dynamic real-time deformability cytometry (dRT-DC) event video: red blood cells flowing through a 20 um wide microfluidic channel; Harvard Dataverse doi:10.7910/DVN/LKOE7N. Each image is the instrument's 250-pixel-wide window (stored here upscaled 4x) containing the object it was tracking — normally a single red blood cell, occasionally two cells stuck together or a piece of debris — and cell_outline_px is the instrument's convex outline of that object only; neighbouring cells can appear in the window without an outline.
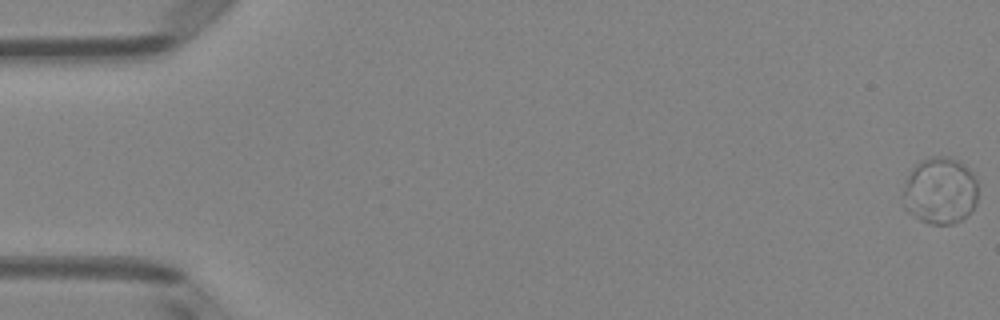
{"species": "Egyptian fruit bat (a non-hibernating species)", "species_latin": "Rousettus aegyptiacus", "temperature_condition": "room temperature", "stored_images_in_passage": 6, "camera_frame_rate_fps": 3000, "um_per_image_px": 0.085, "animal": {"sex": "female"}, "frame": {"image": 1, "passage_image": 1, "time_ms": 0.0, "image_size_px": [1000, 320], "cell_outline_px": [[976, 204], [960, 220], [952, 224], [932, 224], [920, 220], [908, 212], [904, 208], [904, 188], [908, 176], [916, 164], [932, 156], [948, 156], [960, 160], [972, 172], [976, 180]], "centroid_in_image_um": [79.91, 16.2], "position_along_channel_um": 5.1, "area_um2": 28.96}}
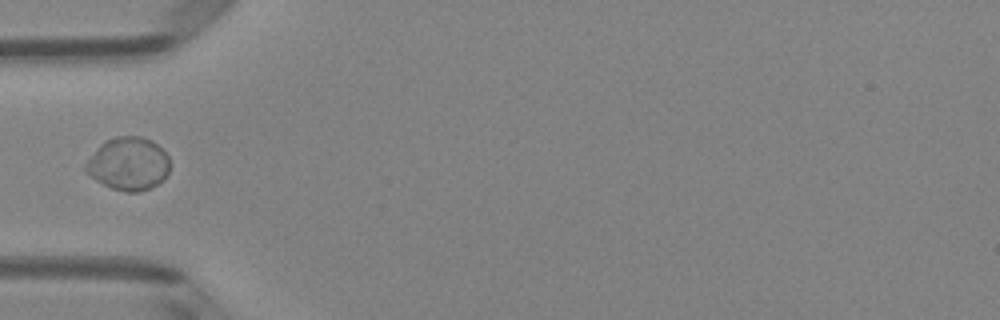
{"frame": {"image": 2, "passage_image": 5, "time_ms": 1.333, "image_size_px": [1000, 320], "cell_outline_px": [[168, 172], [156, 184], [148, 188], [136, 192], [124, 192], [112, 188], [96, 180], [84, 168], [88, 160], [100, 144], [104, 140], [116, 136], [140, 136], [152, 140], [168, 156]], "centroid_in_image_um": [10.9, 13.9], "position_along_channel_um": 74.1, "area_um2": 25.49}}
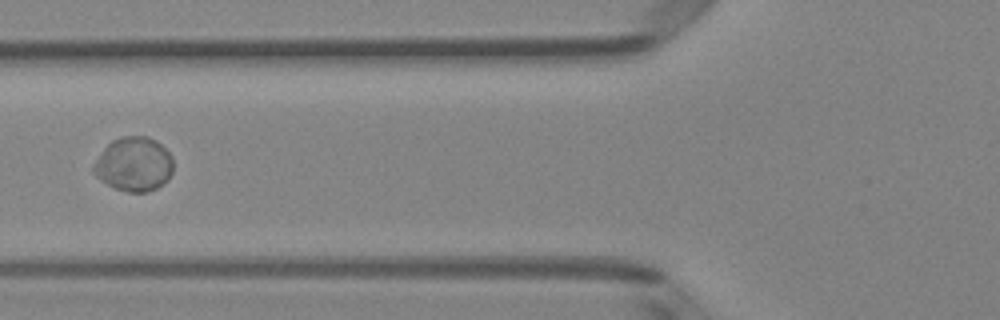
{"frame": {"image": 3, "passage_image": 6, "time_ms": 1.667, "image_size_px": [1000, 320], "cell_outline_px": [[172, 172], [168, 180], [164, 184], [148, 192], [128, 192], [116, 188], [100, 180], [92, 172], [92, 168], [96, 160], [104, 148], [112, 140], [120, 136], [148, 136], [156, 140], [172, 156]], "centroid_in_image_um": [11.38, 13.96], "position_along_channel_um": 114.4, "area_um2": 25.2}}